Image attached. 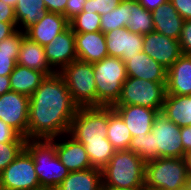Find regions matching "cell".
<instances>
[{"mask_svg": "<svg viewBox=\"0 0 191 190\" xmlns=\"http://www.w3.org/2000/svg\"><path fill=\"white\" fill-rule=\"evenodd\" d=\"M177 190H189V189H188V186L185 185V186H183V187H181V188H178Z\"/></svg>", "mask_w": 191, "mask_h": 190, "instance_id": "f907efd6", "label": "cell"}, {"mask_svg": "<svg viewBox=\"0 0 191 190\" xmlns=\"http://www.w3.org/2000/svg\"><path fill=\"white\" fill-rule=\"evenodd\" d=\"M14 11L17 29L23 32L43 19L49 12L43 0H18Z\"/></svg>", "mask_w": 191, "mask_h": 190, "instance_id": "484cf974", "label": "cell"}, {"mask_svg": "<svg viewBox=\"0 0 191 190\" xmlns=\"http://www.w3.org/2000/svg\"><path fill=\"white\" fill-rule=\"evenodd\" d=\"M102 190H147L145 187L136 188H102Z\"/></svg>", "mask_w": 191, "mask_h": 190, "instance_id": "7dc6e473", "label": "cell"}, {"mask_svg": "<svg viewBox=\"0 0 191 190\" xmlns=\"http://www.w3.org/2000/svg\"><path fill=\"white\" fill-rule=\"evenodd\" d=\"M69 24L74 33L101 31V15L92 12H82L73 18Z\"/></svg>", "mask_w": 191, "mask_h": 190, "instance_id": "1f68e13d", "label": "cell"}, {"mask_svg": "<svg viewBox=\"0 0 191 190\" xmlns=\"http://www.w3.org/2000/svg\"><path fill=\"white\" fill-rule=\"evenodd\" d=\"M128 150L139 155L145 163L153 160V134L149 132L142 136L132 137Z\"/></svg>", "mask_w": 191, "mask_h": 190, "instance_id": "d6a6232c", "label": "cell"}, {"mask_svg": "<svg viewBox=\"0 0 191 190\" xmlns=\"http://www.w3.org/2000/svg\"><path fill=\"white\" fill-rule=\"evenodd\" d=\"M152 18L155 32L179 40L185 20L169 0L152 11Z\"/></svg>", "mask_w": 191, "mask_h": 190, "instance_id": "7402d4cb", "label": "cell"}, {"mask_svg": "<svg viewBox=\"0 0 191 190\" xmlns=\"http://www.w3.org/2000/svg\"><path fill=\"white\" fill-rule=\"evenodd\" d=\"M153 134V160L157 158H184L180 127L170 121L162 111L155 115Z\"/></svg>", "mask_w": 191, "mask_h": 190, "instance_id": "9c48e42d", "label": "cell"}, {"mask_svg": "<svg viewBox=\"0 0 191 190\" xmlns=\"http://www.w3.org/2000/svg\"><path fill=\"white\" fill-rule=\"evenodd\" d=\"M137 1L145 9L152 12L156 10L159 6L166 3L168 0H137Z\"/></svg>", "mask_w": 191, "mask_h": 190, "instance_id": "ee69618b", "label": "cell"}, {"mask_svg": "<svg viewBox=\"0 0 191 190\" xmlns=\"http://www.w3.org/2000/svg\"><path fill=\"white\" fill-rule=\"evenodd\" d=\"M87 0H68L63 16L70 22L73 18L83 12Z\"/></svg>", "mask_w": 191, "mask_h": 190, "instance_id": "74e56055", "label": "cell"}, {"mask_svg": "<svg viewBox=\"0 0 191 190\" xmlns=\"http://www.w3.org/2000/svg\"><path fill=\"white\" fill-rule=\"evenodd\" d=\"M78 105L57 72L46 76L30 96L27 139H52L69 133Z\"/></svg>", "mask_w": 191, "mask_h": 190, "instance_id": "6da1fadb", "label": "cell"}, {"mask_svg": "<svg viewBox=\"0 0 191 190\" xmlns=\"http://www.w3.org/2000/svg\"><path fill=\"white\" fill-rule=\"evenodd\" d=\"M7 142H26V138L0 119V143Z\"/></svg>", "mask_w": 191, "mask_h": 190, "instance_id": "d590c367", "label": "cell"}, {"mask_svg": "<svg viewBox=\"0 0 191 190\" xmlns=\"http://www.w3.org/2000/svg\"><path fill=\"white\" fill-rule=\"evenodd\" d=\"M161 111L177 126H190L191 95H166Z\"/></svg>", "mask_w": 191, "mask_h": 190, "instance_id": "cb8c5ba5", "label": "cell"}, {"mask_svg": "<svg viewBox=\"0 0 191 190\" xmlns=\"http://www.w3.org/2000/svg\"><path fill=\"white\" fill-rule=\"evenodd\" d=\"M25 35V32L17 29L11 36L0 42V76H9L13 72Z\"/></svg>", "mask_w": 191, "mask_h": 190, "instance_id": "4316f807", "label": "cell"}, {"mask_svg": "<svg viewBox=\"0 0 191 190\" xmlns=\"http://www.w3.org/2000/svg\"><path fill=\"white\" fill-rule=\"evenodd\" d=\"M106 137L115 150H128L132 140V135L128 127L112 106H108V128Z\"/></svg>", "mask_w": 191, "mask_h": 190, "instance_id": "f1b7e54d", "label": "cell"}, {"mask_svg": "<svg viewBox=\"0 0 191 190\" xmlns=\"http://www.w3.org/2000/svg\"><path fill=\"white\" fill-rule=\"evenodd\" d=\"M9 5L12 8H15L18 0H0Z\"/></svg>", "mask_w": 191, "mask_h": 190, "instance_id": "c3c4849f", "label": "cell"}, {"mask_svg": "<svg viewBox=\"0 0 191 190\" xmlns=\"http://www.w3.org/2000/svg\"><path fill=\"white\" fill-rule=\"evenodd\" d=\"M69 26V21L63 14L48 12L43 19L33 24L25 33L32 41L44 47Z\"/></svg>", "mask_w": 191, "mask_h": 190, "instance_id": "ac0fdd59", "label": "cell"}, {"mask_svg": "<svg viewBox=\"0 0 191 190\" xmlns=\"http://www.w3.org/2000/svg\"><path fill=\"white\" fill-rule=\"evenodd\" d=\"M78 107L97 106L94 67L79 59L64 66L59 72Z\"/></svg>", "mask_w": 191, "mask_h": 190, "instance_id": "8992f818", "label": "cell"}, {"mask_svg": "<svg viewBox=\"0 0 191 190\" xmlns=\"http://www.w3.org/2000/svg\"><path fill=\"white\" fill-rule=\"evenodd\" d=\"M17 23L0 22V42L17 30Z\"/></svg>", "mask_w": 191, "mask_h": 190, "instance_id": "7bdbcfd3", "label": "cell"}, {"mask_svg": "<svg viewBox=\"0 0 191 190\" xmlns=\"http://www.w3.org/2000/svg\"><path fill=\"white\" fill-rule=\"evenodd\" d=\"M68 0H43L46 9L53 13H65V8Z\"/></svg>", "mask_w": 191, "mask_h": 190, "instance_id": "60d3db41", "label": "cell"}, {"mask_svg": "<svg viewBox=\"0 0 191 190\" xmlns=\"http://www.w3.org/2000/svg\"><path fill=\"white\" fill-rule=\"evenodd\" d=\"M49 140L55 145L57 157L70 172L93 168L84 145L69 133Z\"/></svg>", "mask_w": 191, "mask_h": 190, "instance_id": "7c38bea8", "label": "cell"}, {"mask_svg": "<svg viewBox=\"0 0 191 190\" xmlns=\"http://www.w3.org/2000/svg\"><path fill=\"white\" fill-rule=\"evenodd\" d=\"M26 142L0 143V173L11 164L25 148Z\"/></svg>", "mask_w": 191, "mask_h": 190, "instance_id": "836d02e7", "label": "cell"}, {"mask_svg": "<svg viewBox=\"0 0 191 190\" xmlns=\"http://www.w3.org/2000/svg\"><path fill=\"white\" fill-rule=\"evenodd\" d=\"M125 67L127 77L152 82H167V69L143 51L138 55L130 56L125 62Z\"/></svg>", "mask_w": 191, "mask_h": 190, "instance_id": "2e32d148", "label": "cell"}, {"mask_svg": "<svg viewBox=\"0 0 191 190\" xmlns=\"http://www.w3.org/2000/svg\"><path fill=\"white\" fill-rule=\"evenodd\" d=\"M104 36L108 56L121 58L124 63L143 51L144 35L130 32L126 27L104 33Z\"/></svg>", "mask_w": 191, "mask_h": 190, "instance_id": "5bb4252c", "label": "cell"}, {"mask_svg": "<svg viewBox=\"0 0 191 190\" xmlns=\"http://www.w3.org/2000/svg\"><path fill=\"white\" fill-rule=\"evenodd\" d=\"M143 52L167 70L183 54L178 40L155 31L144 35Z\"/></svg>", "mask_w": 191, "mask_h": 190, "instance_id": "4fadbf2b", "label": "cell"}, {"mask_svg": "<svg viewBox=\"0 0 191 190\" xmlns=\"http://www.w3.org/2000/svg\"><path fill=\"white\" fill-rule=\"evenodd\" d=\"M127 25V0H122L119 5L107 14L101 15V32L124 28Z\"/></svg>", "mask_w": 191, "mask_h": 190, "instance_id": "4dcf8cb0", "label": "cell"}, {"mask_svg": "<svg viewBox=\"0 0 191 190\" xmlns=\"http://www.w3.org/2000/svg\"><path fill=\"white\" fill-rule=\"evenodd\" d=\"M55 190H102V169L70 172Z\"/></svg>", "mask_w": 191, "mask_h": 190, "instance_id": "603a6c76", "label": "cell"}, {"mask_svg": "<svg viewBox=\"0 0 191 190\" xmlns=\"http://www.w3.org/2000/svg\"><path fill=\"white\" fill-rule=\"evenodd\" d=\"M81 142L88 154L91 166L102 169L115 153V148L107 138L103 141H79Z\"/></svg>", "mask_w": 191, "mask_h": 190, "instance_id": "f546056e", "label": "cell"}, {"mask_svg": "<svg viewBox=\"0 0 191 190\" xmlns=\"http://www.w3.org/2000/svg\"><path fill=\"white\" fill-rule=\"evenodd\" d=\"M166 95H191V55L182 54L167 70Z\"/></svg>", "mask_w": 191, "mask_h": 190, "instance_id": "ffe728a7", "label": "cell"}, {"mask_svg": "<svg viewBox=\"0 0 191 190\" xmlns=\"http://www.w3.org/2000/svg\"><path fill=\"white\" fill-rule=\"evenodd\" d=\"M11 91L30 97L46 77L42 72L16 64L9 75Z\"/></svg>", "mask_w": 191, "mask_h": 190, "instance_id": "d4e9b609", "label": "cell"}, {"mask_svg": "<svg viewBox=\"0 0 191 190\" xmlns=\"http://www.w3.org/2000/svg\"><path fill=\"white\" fill-rule=\"evenodd\" d=\"M182 145L185 153L191 151V125L180 127Z\"/></svg>", "mask_w": 191, "mask_h": 190, "instance_id": "b9f144b4", "label": "cell"}, {"mask_svg": "<svg viewBox=\"0 0 191 190\" xmlns=\"http://www.w3.org/2000/svg\"><path fill=\"white\" fill-rule=\"evenodd\" d=\"M17 64L42 72L46 76L57 73L49 64L45 54V48L32 41L26 35L21 43Z\"/></svg>", "mask_w": 191, "mask_h": 190, "instance_id": "44dd1931", "label": "cell"}, {"mask_svg": "<svg viewBox=\"0 0 191 190\" xmlns=\"http://www.w3.org/2000/svg\"><path fill=\"white\" fill-rule=\"evenodd\" d=\"M0 22L16 23L14 8L0 1Z\"/></svg>", "mask_w": 191, "mask_h": 190, "instance_id": "ab89813d", "label": "cell"}, {"mask_svg": "<svg viewBox=\"0 0 191 190\" xmlns=\"http://www.w3.org/2000/svg\"><path fill=\"white\" fill-rule=\"evenodd\" d=\"M187 186L188 189L191 190V174H188Z\"/></svg>", "mask_w": 191, "mask_h": 190, "instance_id": "681fc988", "label": "cell"}, {"mask_svg": "<svg viewBox=\"0 0 191 190\" xmlns=\"http://www.w3.org/2000/svg\"><path fill=\"white\" fill-rule=\"evenodd\" d=\"M178 41L182 53L186 55H191V20L184 21L181 35Z\"/></svg>", "mask_w": 191, "mask_h": 190, "instance_id": "8d00e7d4", "label": "cell"}, {"mask_svg": "<svg viewBox=\"0 0 191 190\" xmlns=\"http://www.w3.org/2000/svg\"><path fill=\"white\" fill-rule=\"evenodd\" d=\"M11 90L10 77L0 76V96Z\"/></svg>", "mask_w": 191, "mask_h": 190, "instance_id": "f6af8a7d", "label": "cell"}, {"mask_svg": "<svg viewBox=\"0 0 191 190\" xmlns=\"http://www.w3.org/2000/svg\"><path fill=\"white\" fill-rule=\"evenodd\" d=\"M145 187V162L135 152L116 150L102 168V188Z\"/></svg>", "mask_w": 191, "mask_h": 190, "instance_id": "7a4b0ae2", "label": "cell"}, {"mask_svg": "<svg viewBox=\"0 0 191 190\" xmlns=\"http://www.w3.org/2000/svg\"><path fill=\"white\" fill-rule=\"evenodd\" d=\"M130 32L146 35L154 32L152 12L141 6L137 0H127V25Z\"/></svg>", "mask_w": 191, "mask_h": 190, "instance_id": "83f0119b", "label": "cell"}, {"mask_svg": "<svg viewBox=\"0 0 191 190\" xmlns=\"http://www.w3.org/2000/svg\"><path fill=\"white\" fill-rule=\"evenodd\" d=\"M108 128V106L79 107L69 134L77 141H103Z\"/></svg>", "mask_w": 191, "mask_h": 190, "instance_id": "ba28073f", "label": "cell"}, {"mask_svg": "<svg viewBox=\"0 0 191 190\" xmlns=\"http://www.w3.org/2000/svg\"><path fill=\"white\" fill-rule=\"evenodd\" d=\"M184 159L188 168V174H191V151L185 154Z\"/></svg>", "mask_w": 191, "mask_h": 190, "instance_id": "bcb514c9", "label": "cell"}, {"mask_svg": "<svg viewBox=\"0 0 191 190\" xmlns=\"http://www.w3.org/2000/svg\"><path fill=\"white\" fill-rule=\"evenodd\" d=\"M44 48L49 64L57 72L77 59L75 33L70 26L44 46Z\"/></svg>", "mask_w": 191, "mask_h": 190, "instance_id": "9a60e30c", "label": "cell"}, {"mask_svg": "<svg viewBox=\"0 0 191 190\" xmlns=\"http://www.w3.org/2000/svg\"><path fill=\"white\" fill-rule=\"evenodd\" d=\"M188 168L184 158H157L145 163L147 190H177L187 185Z\"/></svg>", "mask_w": 191, "mask_h": 190, "instance_id": "277c9868", "label": "cell"}, {"mask_svg": "<svg viewBox=\"0 0 191 190\" xmlns=\"http://www.w3.org/2000/svg\"><path fill=\"white\" fill-rule=\"evenodd\" d=\"M75 50L77 59L92 64L108 57L105 36L101 31L75 33Z\"/></svg>", "mask_w": 191, "mask_h": 190, "instance_id": "d6986e66", "label": "cell"}, {"mask_svg": "<svg viewBox=\"0 0 191 190\" xmlns=\"http://www.w3.org/2000/svg\"><path fill=\"white\" fill-rule=\"evenodd\" d=\"M25 149L34 159L36 175L43 190H55L70 171L56 155L55 145L48 139H26Z\"/></svg>", "mask_w": 191, "mask_h": 190, "instance_id": "3957f363", "label": "cell"}, {"mask_svg": "<svg viewBox=\"0 0 191 190\" xmlns=\"http://www.w3.org/2000/svg\"><path fill=\"white\" fill-rule=\"evenodd\" d=\"M97 91V106H113L119 99L127 79L125 63L121 58L106 57L93 63Z\"/></svg>", "mask_w": 191, "mask_h": 190, "instance_id": "5b68a950", "label": "cell"}, {"mask_svg": "<svg viewBox=\"0 0 191 190\" xmlns=\"http://www.w3.org/2000/svg\"><path fill=\"white\" fill-rule=\"evenodd\" d=\"M0 190H43L36 175L34 159L25 148L0 173Z\"/></svg>", "mask_w": 191, "mask_h": 190, "instance_id": "30bf717a", "label": "cell"}, {"mask_svg": "<svg viewBox=\"0 0 191 190\" xmlns=\"http://www.w3.org/2000/svg\"><path fill=\"white\" fill-rule=\"evenodd\" d=\"M30 97L8 91L0 96V119L27 139Z\"/></svg>", "mask_w": 191, "mask_h": 190, "instance_id": "8fae6325", "label": "cell"}, {"mask_svg": "<svg viewBox=\"0 0 191 190\" xmlns=\"http://www.w3.org/2000/svg\"><path fill=\"white\" fill-rule=\"evenodd\" d=\"M184 20H191V0H169Z\"/></svg>", "mask_w": 191, "mask_h": 190, "instance_id": "f35d334b", "label": "cell"}, {"mask_svg": "<svg viewBox=\"0 0 191 190\" xmlns=\"http://www.w3.org/2000/svg\"><path fill=\"white\" fill-rule=\"evenodd\" d=\"M167 82H152L127 77L118 101L113 106L137 105L161 111Z\"/></svg>", "mask_w": 191, "mask_h": 190, "instance_id": "52a82bcc", "label": "cell"}, {"mask_svg": "<svg viewBox=\"0 0 191 190\" xmlns=\"http://www.w3.org/2000/svg\"><path fill=\"white\" fill-rule=\"evenodd\" d=\"M122 0H87L83 12L104 15L116 8Z\"/></svg>", "mask_w": 191, "mask_h": 190, "instance_id": "e575fe53", "label": "cell"}, {"mask_svg": "<svg viewBox=\"0 0 191 190\" xmlns=\"http://www.w3.org/2000/svg\"><path fill=\"white\" fill-rule=\"evenodd\" d=\"M112 108L121 116L132 137L151 132L155 115L158 112L155 109L137 105L112 106Z\"/></svg>", "mask_w": 191, "mask_h": 190, "instance_id": "e0dca14e", "label": "cell"}]
</instances>
